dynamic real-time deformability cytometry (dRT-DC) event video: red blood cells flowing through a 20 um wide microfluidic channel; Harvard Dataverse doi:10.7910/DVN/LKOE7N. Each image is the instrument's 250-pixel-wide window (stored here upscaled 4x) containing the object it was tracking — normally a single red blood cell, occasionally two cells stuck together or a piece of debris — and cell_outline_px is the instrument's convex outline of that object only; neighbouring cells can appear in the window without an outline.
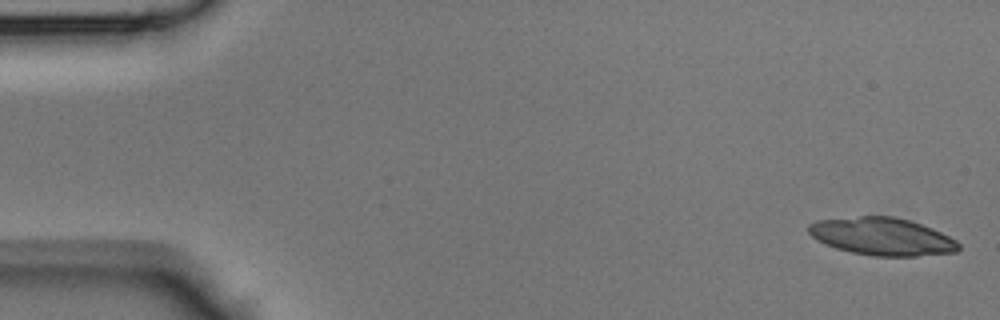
{"species": "Egyptian fruit bat (a non-hibernating species)", "species_latin": "Rousettus aegyptiacus", "temperature_condition": "room temperature", "stored_images_in_passage": 43, "segment_of_instrument_passage": [1, 2], "camera_frame_rate_fps": 3000, "um_per_image_px": 0.085, "animal": {"sex": "male"}, "frame": {"image": 1, "passage_image": 1, "time_ms": 0.0, "image_size_px": [1000, 320], "cell_outline_px": [[960, 248], [956, 252], [916, 256], [872, 256], [852, 252], [836, 248], [812, 236], [808, 232], [808, 224], [816, 220], [860, 216], [896, 216], [932, 228], [956, 240], [960, 244]], "centroid_in_image_um": [74.99, 20.1], "position_along_channel_um": 10.0, "area_um2": 32.71}}